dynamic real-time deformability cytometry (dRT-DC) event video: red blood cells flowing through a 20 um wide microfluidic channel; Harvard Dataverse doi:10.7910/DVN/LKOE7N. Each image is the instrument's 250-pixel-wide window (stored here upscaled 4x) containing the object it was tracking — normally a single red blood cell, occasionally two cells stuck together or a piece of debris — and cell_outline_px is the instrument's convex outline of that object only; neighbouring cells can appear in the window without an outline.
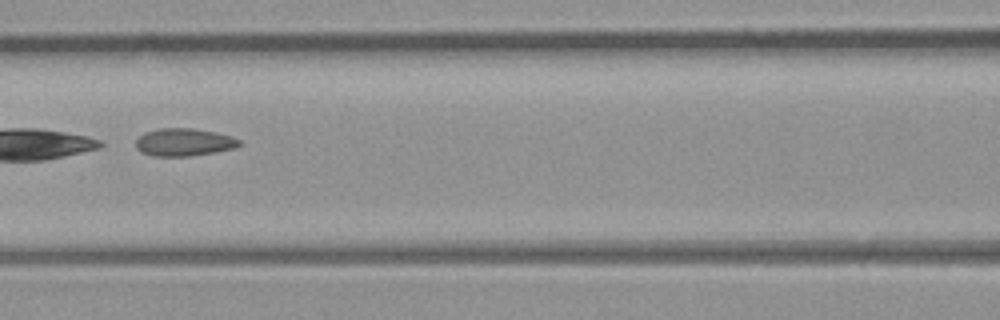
{"species": "common noctule bat (a hibernating species)", "species_latin": "Nyctalus noctula", "temperature_condition": "room temperature", "stored_images_in_passage": 31, "camera_frame_rate_fps": 3000, "um_per_image_px": 0.085, "animal": {"sex": "male", "body_mass_g": 23.1, "forearm_length_mm": 52.7}, "frame": {"image": 1, "passage_image": 10, "time_ms": 3.0, "image_size_px": [1000, 320], "cell_outline_px": [[240, 144], [232, 148], [216, 152], [188, 156], [152, 156], [140, 152], [136, 148], [136, 140], [140, 136], [148, 132], [160, 128], [196, 128], [216, 132], [232, 136], [240, 140]], "centroid_in_image_um": [15.63, 12.09], "position_along_channel_um": 151.0, "area_um2": 16.65}, "authors_computed_cell_mechanics": {"area_um2": 16.9354, "velocity_mm_per_s": 4.3168, "shape_relaxation_time_tau1_ms": 0.9445, "shape_relaxation_time_tau2_ms": 1.7903, "deformation_change_tau1": 0.1307, "deformation_change_tau2": 0.0758}}